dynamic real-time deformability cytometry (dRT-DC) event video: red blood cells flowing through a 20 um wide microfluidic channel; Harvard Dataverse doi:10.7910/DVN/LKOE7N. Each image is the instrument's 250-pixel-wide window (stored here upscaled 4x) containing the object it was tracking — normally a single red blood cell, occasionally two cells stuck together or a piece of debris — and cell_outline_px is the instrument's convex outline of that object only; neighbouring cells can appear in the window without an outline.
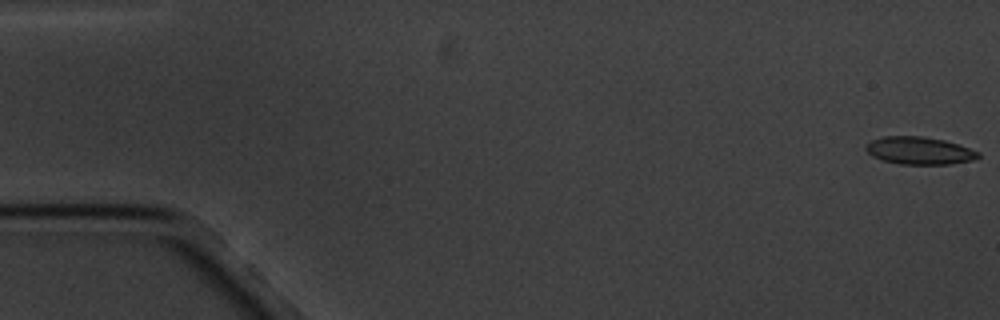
{"species": "common noctule bat (a hibernating species)", "species_latin": "Nyctalus noctula", "temperature_condition": "cold", "stored_images_in_passage": 10, "camera_frame_rate_fps": 3000, "um_per_image_px": 0.085, "animal": {"sex": "male", "body_mass_g": 20.1, "forearm_length_mm": 53.5}, "frame": {"image": 1, "passage_image": 1, "time_ms": 0.0, "image_size_px": [1000, 320], "cell_outline_px": [[980, 156], [976, 160], [948, 164], [900, 164], [884, 160], [872, 156], [864, 148], [864, 144], [872, 140], [884, 136], [924, 136], [944, 140], [980, 152]], "centroid_in_image_um": [78.13, 12.8], "position_along_channel_um": 6.9, "area_um2": 18.03}}
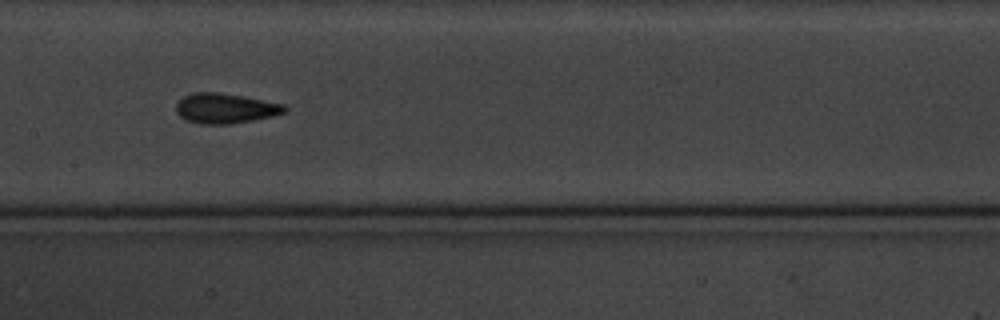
{"frame": {"image": 2, "passage_image": 9, "time_ms": 9.333, "image_size_px": [1000, 320], "cell_outline_px": [[288, 112], [272, 116], [252, 120], [228, 124], [200, 124], [188, 120], [180, 116], [176, 112], [176, 104], [184, 96], [192, 92], [216, 92], [244, 96], [284, 104], [288, 108]], "centroid_in_image_um": [19.17, 9.2], "position_along_channel_um": 188.2, "area_um2": 19.02}}
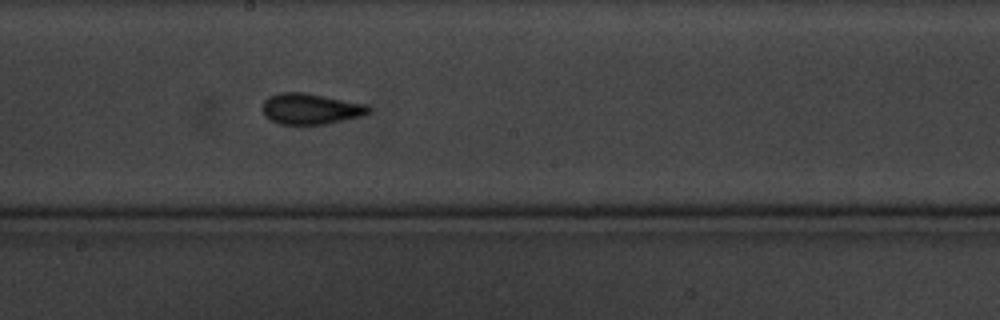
{"frame": {"image": 3, "passage_image": 10, "time_ms": 10.333, "image_size_px": [1000, 320], "cell_outline_px": [[368, 112], [360, 116], [324, 124], [280, 124], [264, 116], [264, 100], [268, 96], [280, 92], [304, 92], [364, 104], [368, 108]], "centroid_in_image_um": [26.33, 9.24], "position_along_channel_um": 221.9, "area_um2": 18.61}}